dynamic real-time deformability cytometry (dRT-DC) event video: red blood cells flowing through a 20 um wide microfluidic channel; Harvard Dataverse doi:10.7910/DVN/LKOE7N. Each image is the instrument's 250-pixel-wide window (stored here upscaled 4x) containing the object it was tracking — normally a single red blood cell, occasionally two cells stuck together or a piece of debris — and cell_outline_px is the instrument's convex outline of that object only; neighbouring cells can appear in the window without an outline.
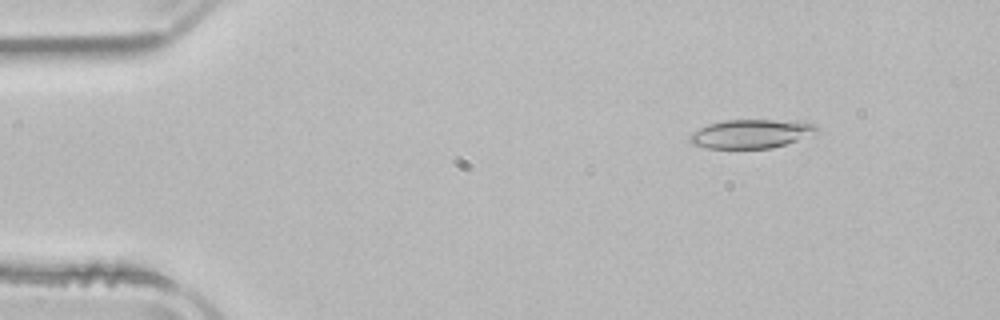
{"species": "common noctule bat (a hibernating species)", "species_latin": "Nyctalus noctula", "temperature_condition": "room temperature", "stored_images_in_passage": 52, "camera_frame_rate_fps": 3000, "um_per_image_px": 0.085, "animal": {"sex": "male", "body_mass_g": 21.5, "forearm_length_mm": 52.0}, "frame": {"image": 1, "passage_image": 7, "time_ms": 2.0, "image_size_px": [1000, 320], "cell_outline_px": [[820, 132], [772, 148], [708, 148], [692, 144], [688, 140], [688, 136], [692, 132], [708, 124], [724, 120], [800, 120], [812, 124], [820, 128]], "centroid_in_image_um": [63.86, 11.36], "position_along_channel_um": 21.1, "area_um2": 21.44}}
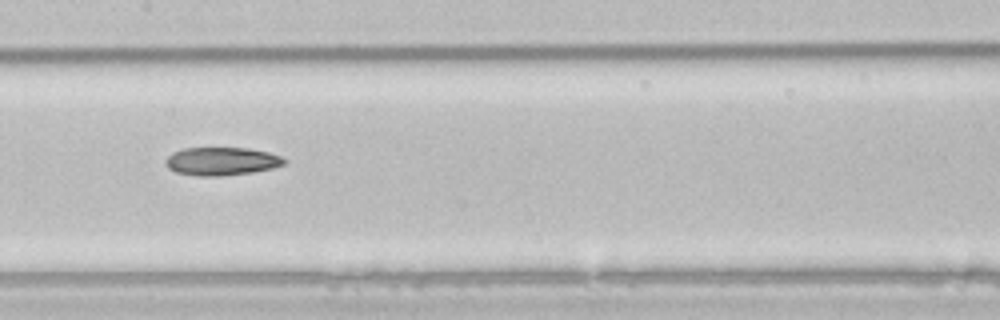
{"frame": {"image": 2, "passage_image": 26, "time_ms": 8.333, "image_size_px": [1000, 320], "cell_outline_px": [[288, 160], [284, 164], [272, 168], [252, 172], [220, 176], [196, 176], [176, 172], [168, 168], [164, 160], [172, 152], [184, 148], [248, 148], [268, 152], [280, 156]], "centroid_in_image_um": [18.82, 13.71], "position_along_channel_um": 188.6, "area_um2": 19.48}}
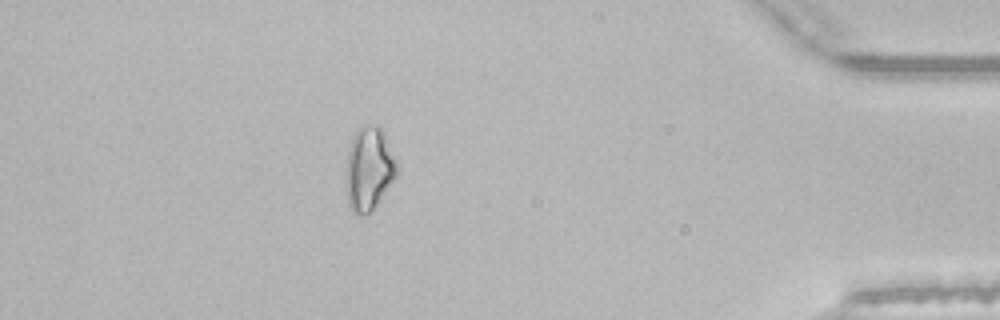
{"frame": {"image": 3, "passage_image": 46, "time_ms": 15.0, "image_size_px": [1000, 320], "cell_outline_px": [[400, 172], [372, 212], [364, 216], [360, 216], [352, 212], [348, 204], [344, 184], [348, 152], [352, 140], [356, 132], [360, 128], [368, 124], [380, 124], [396, 156], [400, 168]], "centroid_in_image_um": [31.39, 14.38], "position_along_channel_um": 403.8, "area_um2": 25.78}}